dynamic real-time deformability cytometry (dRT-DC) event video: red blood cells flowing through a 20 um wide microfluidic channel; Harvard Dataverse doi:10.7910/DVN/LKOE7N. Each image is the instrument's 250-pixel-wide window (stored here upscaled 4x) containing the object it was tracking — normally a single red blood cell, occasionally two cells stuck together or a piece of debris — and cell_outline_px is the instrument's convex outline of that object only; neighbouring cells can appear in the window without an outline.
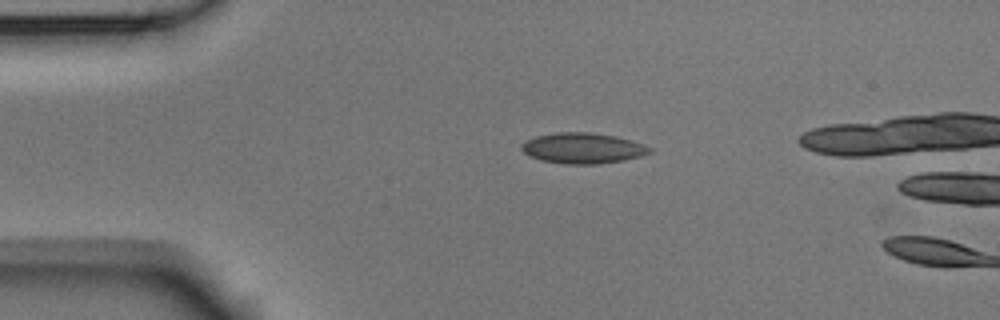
{"species": "Egyptian fruit bat (a non-hibernating species)", "species_latin": "Rousettus aegyptiacus", "temperature_condition": "room temperature", "stored_images_in_passage": 3, "camera_frame_rate_fps": 3000, "um_per_image_px": 0.085, "animal": {"sex": "male"}, "frame": {"image": 1, "passage_image": 2, "time_ms": 0.333, "image_size_px": [1000, 320], "cell_outline_px": [[652, 152], [640, 156], [624, 160], [596, 164], [564, 164], [540, 160], [528, 156], [520, 148], [520, 144], [524, 140], [536, 136], [556, 132], [588, 132], [616, 136], [644, 144], [652, 148]], "centroid_in_image_um": [49.49, 12.59], "position_along_channel_um": 35.5, "area_um2": 23.06}}